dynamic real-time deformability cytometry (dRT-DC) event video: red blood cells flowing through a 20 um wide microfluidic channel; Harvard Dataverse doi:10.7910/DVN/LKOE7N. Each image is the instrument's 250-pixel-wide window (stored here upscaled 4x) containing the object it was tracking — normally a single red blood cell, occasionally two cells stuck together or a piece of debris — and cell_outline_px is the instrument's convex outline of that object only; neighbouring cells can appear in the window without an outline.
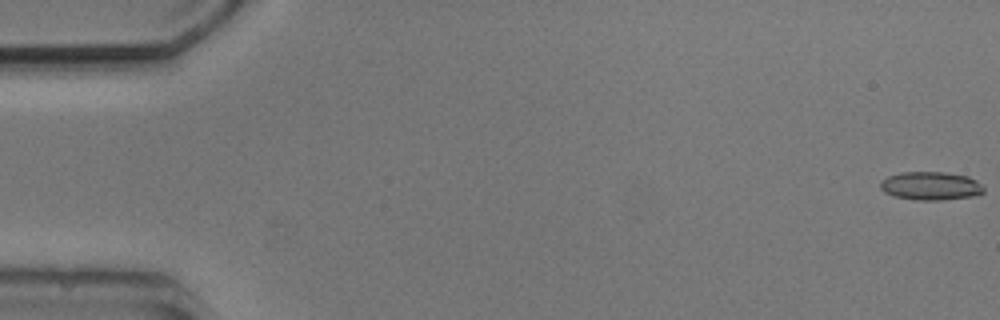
{"species": "common noctule bat (a hibernating species)", "species_latin": "Nyctalus noctula", "temperature_condition": "cold", "stored_images_in_passage": 6, "segment_of_instrument_passage": [1, 2], "camera_frame_rate_fps": 3000, "um_per_image_px": 0.085, "animal": {"sex": "male", "body_mass_g": 20.5, "forearm_length_mm": 52.5}, "frame": {"image": 1, "passage_image": 1, "time_ms": 0.0, "image_size_px": [1000, 320], "cell_outline_px": [[984, 192], [980, 196], [940, 200], [916, 200], [896, 196], [884, 192], [880, 188], [880, 180], [888, 176], [900, 172], [944, 172], [968, 176], [976, 180], [984, 188]], "centroid_in_image_um": [79.14, 15.8], "position_along_channel_um": 5.9, "area_um2": 17.28}}